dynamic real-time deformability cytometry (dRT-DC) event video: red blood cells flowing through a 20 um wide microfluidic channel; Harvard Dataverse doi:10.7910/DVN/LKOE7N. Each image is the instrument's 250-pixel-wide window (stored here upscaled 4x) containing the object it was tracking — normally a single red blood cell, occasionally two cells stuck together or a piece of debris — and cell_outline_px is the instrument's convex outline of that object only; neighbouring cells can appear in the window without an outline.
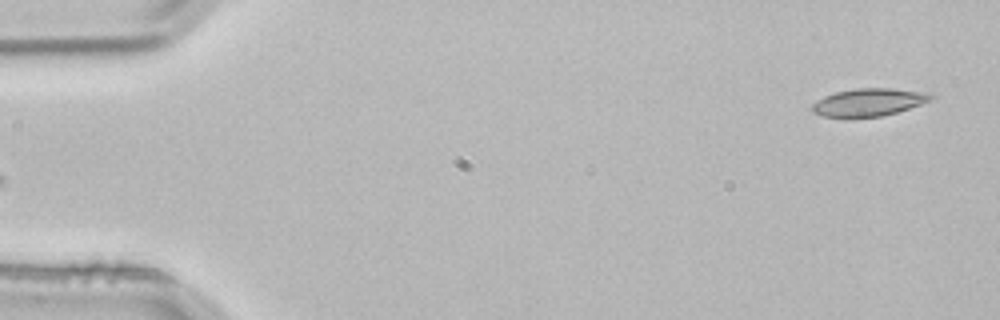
{"species": "common noctule bat (a hibernating species)", "species_latin": "Nyctalus noctula", "temperature_condition": "room temperature", "stored_images_in_passage": 5, "segment_of_instrument_passage": [1, 2], "camera_frame_rate_fps": 3000, "um_per_image_px": 0.085, "animal": {"sex": "male", "body_mass_g": 21.5, "forearm_length_mm": 52.0}, "frame": {"image": 1, "passage_image": 1, "time_ms": 0.0, "image_size_px": [1000, 320], "cell_outline_px": [[936, 96], [932, 100], [896, 112], [880, 116], [820, 116], [812, 112], [812, 104], [816, 100], [824, 96], [836, 92], [856, 88], [892, 88], [932, 92]], "centroid_in_image_um": [73.89, 8.66], "position_along_channel_um": 11.1, "area_um2": 19.07}}
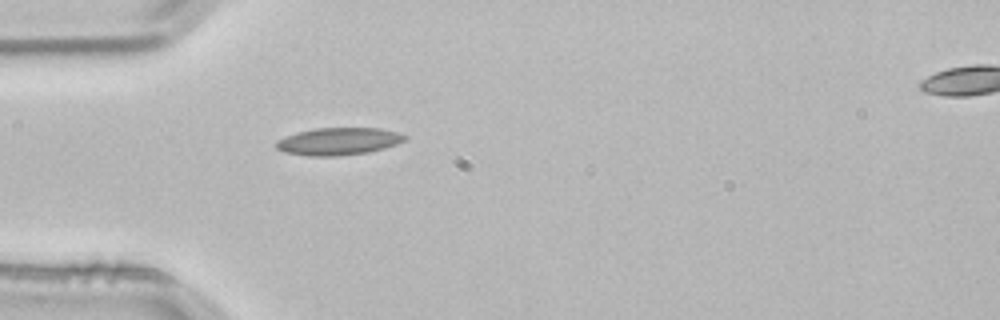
{"frame": {"image": 2, "passage_image": 4, "time_ms": 1.0, "image_size_px": [1000, 320], "cell_outline_px": [[408, 136], [404, 140], [396, 144], [384, 148], [368, 152], [340, 156], [308, 156], [284, 152], [276, 148], [276, 140], [296, 132], [316, 128], [380, 128], [396, 132]], "centroid_in_image_um": [28.74, 12.01], "position_along_channel_um": 56.3, "area_um2": 20.52}}